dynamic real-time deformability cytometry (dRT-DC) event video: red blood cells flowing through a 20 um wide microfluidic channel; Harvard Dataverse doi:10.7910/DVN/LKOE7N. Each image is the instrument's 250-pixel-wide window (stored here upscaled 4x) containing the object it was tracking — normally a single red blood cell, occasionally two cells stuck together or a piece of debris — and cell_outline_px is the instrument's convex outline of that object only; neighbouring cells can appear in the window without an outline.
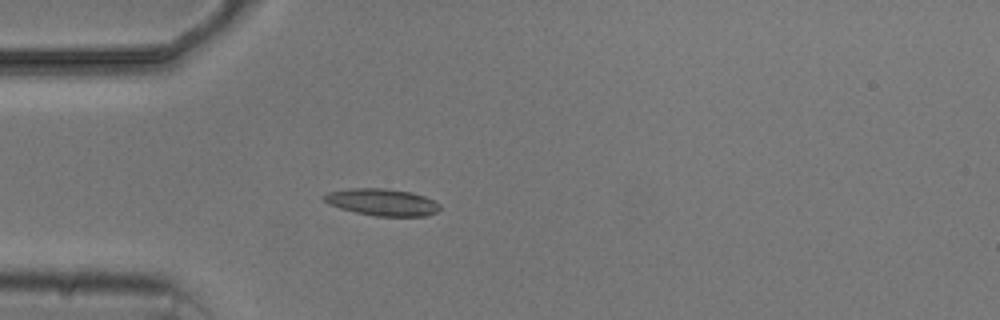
{"species": "common noctule bat (a hibernating species)", "species_latin": "Nyctalus noctula", "temperature_condition": "cold", "stored_images_in_passage": 5, "camera_frame_rate_fps": 3000, "um_per_image_px": 0.085, "animal": {"sex": "male", "body_mass_g": 20.5, "forearm_length_mm": 52.5}, "frame": {"image": 1, "passage_image": 5, "time_ms": 4.667, "image_size_px": [1000, 320], "cell_outline_px": [[440, 208], [436, 212], [424, 216], [376, 216], [356, 212], [340, 208], [324, 200], [320, 196], [328, 192], [348, 188], [384, 188], [412, 192], [436, 200], [440, 204]], "centroid_in_image_um": [32.5, 17.17], "position_along_channel_um": 52.5, "area_um2": 18.21}}